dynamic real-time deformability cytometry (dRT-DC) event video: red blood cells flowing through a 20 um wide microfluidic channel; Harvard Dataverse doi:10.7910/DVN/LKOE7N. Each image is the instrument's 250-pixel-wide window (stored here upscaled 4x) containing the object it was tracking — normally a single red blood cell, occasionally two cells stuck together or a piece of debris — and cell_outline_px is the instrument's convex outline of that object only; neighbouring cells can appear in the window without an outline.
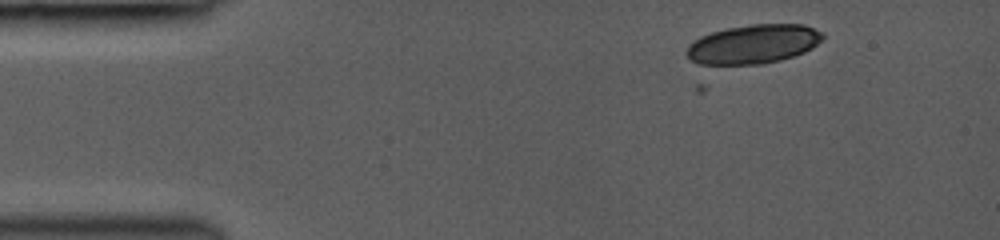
{"species": "common noctule bat (a hibernating species)", "species_latin": "Nyctalus noctula", "temperature_condition": "room temperature", "stored_images_in_passage": 5, "camera_frame_rate_fps": 3000, "um_per_image_px": 0.085, "animal": {"sex": "female", "body_mass_g": 19.0, "forearm_length_mm": 53.3}, "frame": {"image": 1, "passage_image": 1, "time_ms": 0.0, "image_size_px": [1000, 240], "cell_outline_px": [[824, 36], [812, 48], [804, 52], [780, 60], [764, 64], [700, 64], [688, 60], [684, 52], [688, 44], [700, 36], [712, 32], [728, 28], [752, 24], [804, 24], [824, 32]], "centroid_in_image_um": [64.0, 3.75], "position_along_channel_um": 21.0, "area_um2": 31.15}}